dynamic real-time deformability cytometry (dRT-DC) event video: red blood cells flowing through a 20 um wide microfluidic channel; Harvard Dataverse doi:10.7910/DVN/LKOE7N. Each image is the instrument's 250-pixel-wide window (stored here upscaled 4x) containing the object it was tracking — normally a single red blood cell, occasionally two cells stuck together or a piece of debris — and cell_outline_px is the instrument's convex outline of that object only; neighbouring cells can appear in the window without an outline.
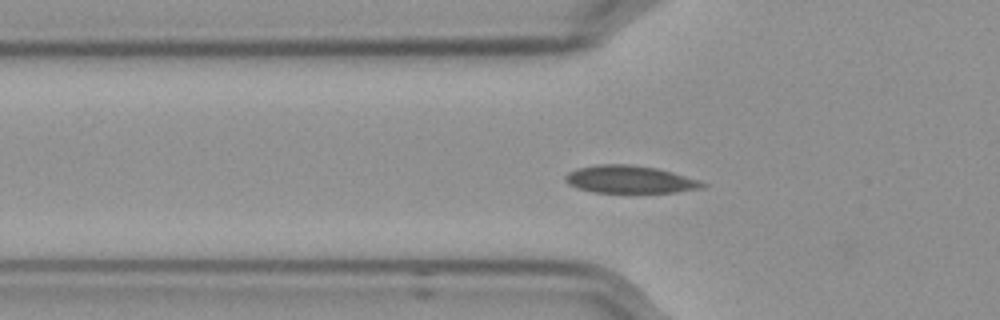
{"species": "Egyptian fruit bat (a non-hibernating species)", "species_latin": "Rousettus aegyptiacus", "temperature_condition": "cold", "stored_images_in_passage": 59, "camera_frame_rate_fps": 3000, "um_per_image_px": 0.085, "frame": {"image": 1, "passage_image": 20, "time_ms": 6.333, "image_size_px": [1000, 320], "cell_outline_px": [[708, 184], [704, 188], [676, 192], [592, 192], [576, 188], [568, 184], [564, 180], [564, 176], [568, 172], [576, 168], [600, 164], [628, 164], [656, 168], [672, 172], [700, 180]], "centroid_in_image_um": [53.52, 15.25], "position_along_channel_um": 72.3, "area_um2": 22.14}}
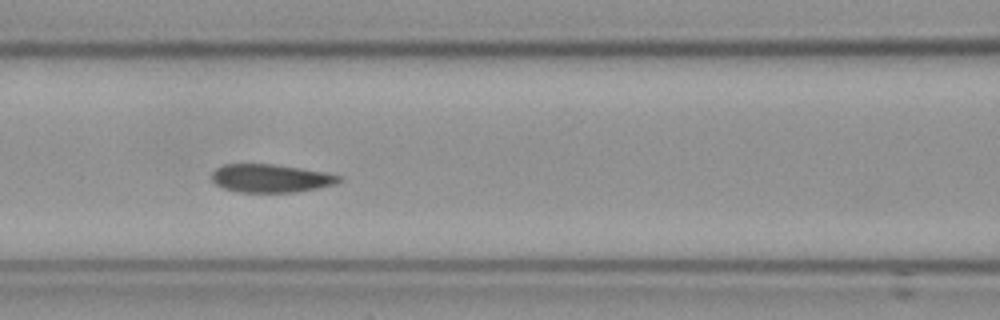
{"frame": {"image": 2, "passage_image": 26, "time_ms": 8.333, "image_size_px": [1000, 320], "cell_outline_px": [[344, 180], [336, 184], [296, 192], [240, 192], [224, 188], [216, 184], [212, 180], [212, 172], [216, 168], [224, 164], [272, 164], [300, 168], [324, 172], [344, 176]], "centroid_in_image_um": [23.05, 15.15], "position_along_channel_um": 143.6, "area_um2": 20.92}}
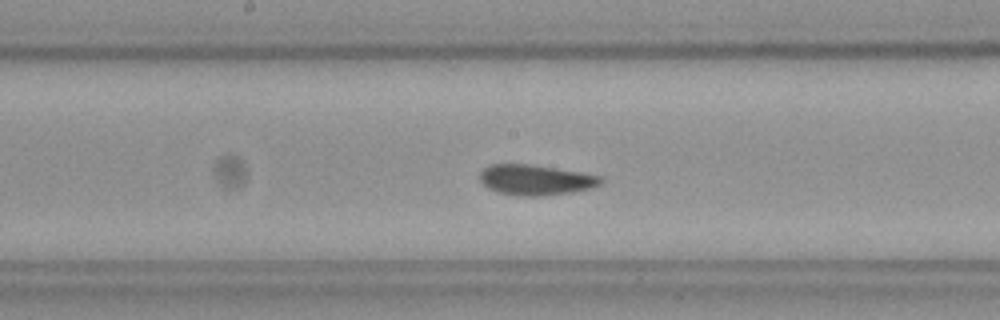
{"frame": {"image": 3, "passage_image": 31, "time_ms": 10.0, "image_size_px": [1000, 320], "cell_outline_px": [[604, 180], [600, 184], [592, 188], [572, 192], [544, 196], [516, 196], [496, 192], [488, 188], [480, 180], [480, 172], [484, 168], [492, 164], [528, 164], [580, 172], [600, 176]], "centroid_in_image_um": [45.52, 15.3], "position_along_channel_um": 202.7, "area_um2": 21.44}}